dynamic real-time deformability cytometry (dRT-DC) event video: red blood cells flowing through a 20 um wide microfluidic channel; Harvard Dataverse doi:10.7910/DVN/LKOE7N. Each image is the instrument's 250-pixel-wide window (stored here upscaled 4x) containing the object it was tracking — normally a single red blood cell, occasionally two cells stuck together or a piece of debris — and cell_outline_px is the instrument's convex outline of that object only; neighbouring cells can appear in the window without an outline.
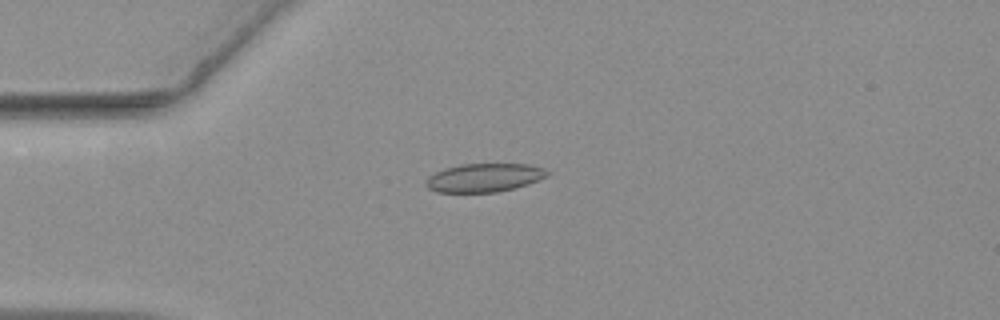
{"species": "common noctule bat (a hibernating species)", "species_latin": "Nyctalus noctula", "temperature_condition": "warm", "stored_images_in_passage": 33, "camera_frame_rate_fps": 3000, "um_per_image_px": 0.085, "animal": {"sex": "female", "body_mass_g": 19.3, "forearm_length_mm": 54.1}, "frame": {"image": 1, "passage_image": 2, "time_ms": 0.333, "image_size_px": [1000, 320], "cell_outline_px": [[552, 172], [548, 176], [528, 184], [516, 188], [496, 192], [436, 192], [428, 188], [424, 184], [424, 180], [428, 176], [444, 168], [460, 164], [528, 164], [544, 168]], "centroid_in_image_um": [41.16, 15.1], "position_along_channel_um": 43.8, "area_um2": 20.4}}
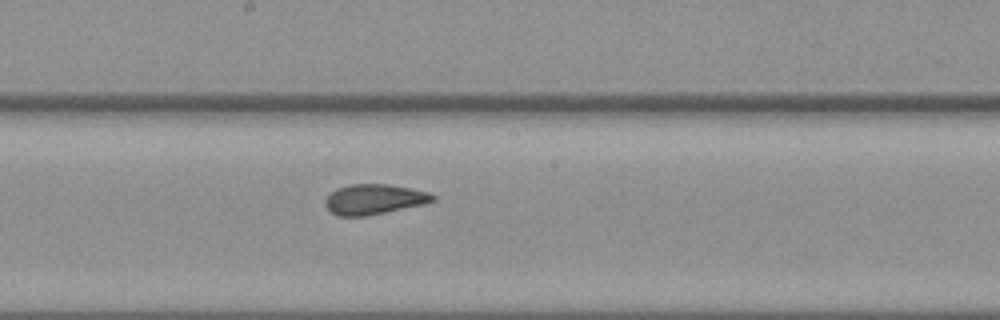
{"frame": {"image": 2, "passage_image": 18, "time_ms": 5.667, "image_size_px": [1000, 320], "cell_outline_px": [[436, 200], [424, 204], [368, 216], [336, 216], [324, 204], [324, 200], [336, 188], [352, 184], [388, 184], [412, 188], [428, 192], [436, 196]], "centroid_in_image_um": [31.81, 16.94], "position_along_channel_um": 216.4, "area_um2": 19.02}}
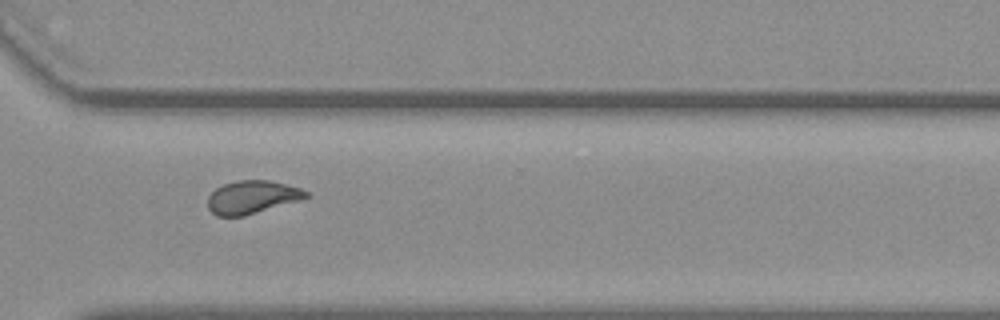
{"frame": {"image": 3, "passage_image": 29, "time_ms": 9.333, "image_size_px": [1000, 320], "cell_outline_px": [[312, 196], [300, 200], [244, 216], [216, 216], [208, 208], [208, 196], [216, 188], [224, 184], [236, 180], [268, 180], [300, 188], [308, 192]], "centroid_in_image_um": [21.43, 16.76], "position_along_channel_um": 349.2, "area_um2": 18.9}, "authors_computed_cell_mechanics": {"area_um2": 19.3052, "velocity_mm_per_s": 3.6246, "shape_relaxation_time_tau1_ms": 10.3087, "shape_relaxation_time_tau2_ms": 1.3063, "deformation_change_tau1": 0.2009, "deformation_change_tau2": 0.0636}}